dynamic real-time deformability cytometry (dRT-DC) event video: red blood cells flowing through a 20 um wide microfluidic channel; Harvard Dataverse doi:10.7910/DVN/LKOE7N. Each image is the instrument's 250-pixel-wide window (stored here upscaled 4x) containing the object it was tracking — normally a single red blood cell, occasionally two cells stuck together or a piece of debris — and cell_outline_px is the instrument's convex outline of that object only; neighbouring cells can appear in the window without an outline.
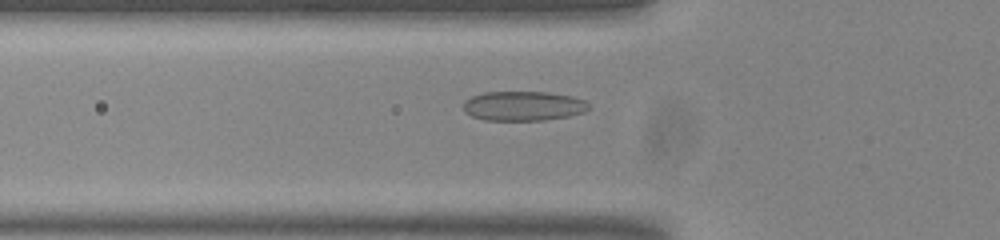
{"species": "common noctule bat (a hibernating species)", "species_latin": "Nyctalus noctula", "temperature_condition": "room temperature", "stored_images_in_passage": 45, "camera_frame_rate_fps": 3000, "um_per_image_px": 0.085, "animal": {"sex": "male", "body_mass_g": 20.0, "forearm_length_mm": 53.3}, "frame": {"image": 1, "passage_image": 10, "time_ms": 3.0, "image_size_px": [1000, 240], "cell_outline_px": [[592, 108], [584, 112], [568, 116], [544, 120], [484, 120], [472, 116], [464, 112], [464, 100], [472, 96], [484, 92], [548, 92], [572, 96], [584, 100]], "centroid_in_image_um": [44.49, 9.0], "position_along_channel_um": 81.3, "area_um2": 21.68}}
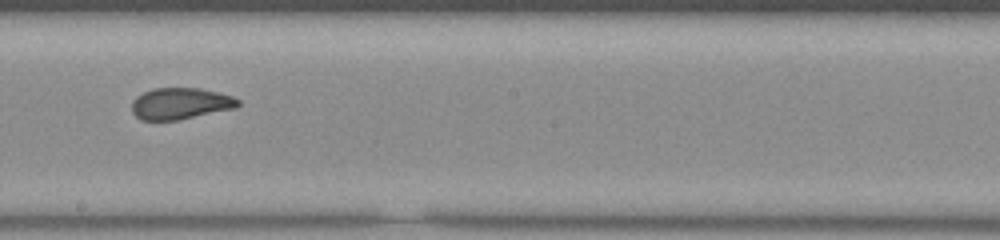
{"frame": {"image": 2, "passage_image": 22, "time_ms": 7.0, "image_size_px": [1000, 240], "cell_outline_px": [[240, 104], [236, 108], [176, 120], [140, 120], [132, 112], [132, 100], [136, 96], [152, 88], [200, 88], [232, 96], [240, 100]], "centroid_in_image_um": [15.32, 8.8], "position_along_channel_um": 232.9, "area_um2": 19.48}}
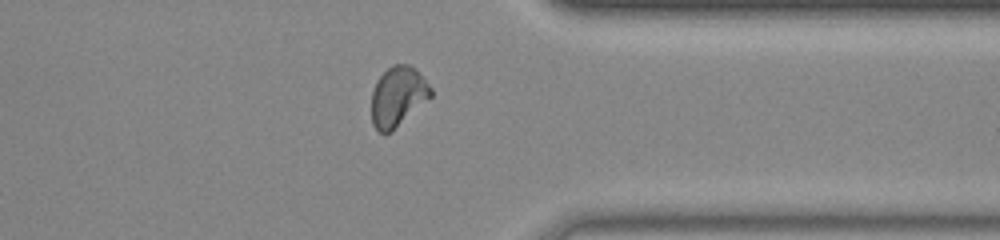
{"frame": {"image": 3, "passage_image": 34, "time_ms": 11.0, "image_size_px": [1000, 240], "cell_outline_px": [[432, 96], [392, 132], [380, 132], [372, 124], [372, 92], [376, 80], [392, 64], [408, 64], [416, 68], [432, 88]], "centroid_in_image_um": [33.83, 8.19], "position_along_channel_um": 377.6, "area_um2": 20.75}, "authors_computed_cell_mechanics": {"area_um2": 20.3456, "velocity_mm_per_s": 3.7778, "shape_relaxation_time_tau1_ms": null, "shape_relaxation_time_tau2_ms": 1.0188, "deformation_change_tau1": null, "deformation_change_tau2": 0.0566}}